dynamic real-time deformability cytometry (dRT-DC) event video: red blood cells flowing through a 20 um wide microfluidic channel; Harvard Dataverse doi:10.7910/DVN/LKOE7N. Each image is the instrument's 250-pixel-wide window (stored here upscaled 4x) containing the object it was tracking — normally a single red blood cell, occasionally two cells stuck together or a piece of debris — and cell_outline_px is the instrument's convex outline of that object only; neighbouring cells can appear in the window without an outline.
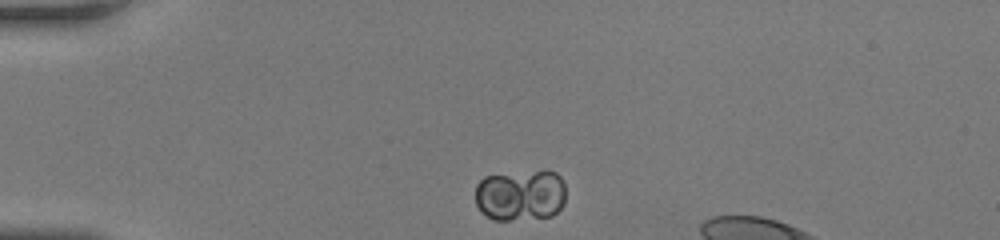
{"species": "human", "species_latin": "Homo sapiens", "temperature_condition": "room temperature", "stored_images_in_passage": 39, "camera_frame_rate_fps": 3000, "um_per_image_px": 0.085, "donor": {"sex": "female"}, "frame": {"image": 1, "passage_image": 1, "time_ms": 0.0, "image_size_px": [1000, 240], "cell_outline_px": [[564, 204], [552, 216], [508, 220], [492, 220], [480, 212], [476, 204], [476, 184], [484, 176], [544, 168], [556, 172], [560, 176], [564, 184]], "centroid_in_image_um": [44.23, 16.55], "position_along_channel_um": 40.8, "area_um2": 27.74}}
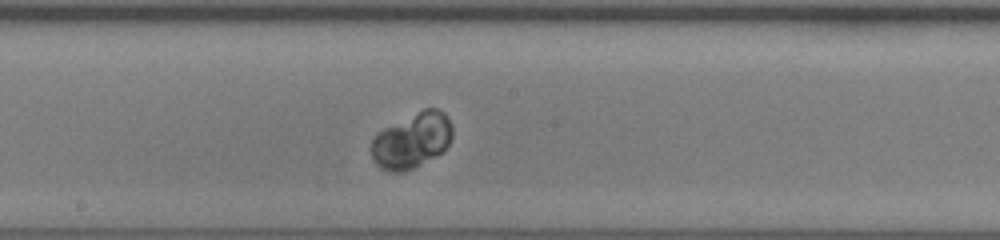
{"frame": {"image": 2, "passage_image": 17, "time_ms": 5.333, "image_size_px": [1000, 240], "cell_outline_px": [[452, 136], [448, 144], [440, 152], [412, 168], [404, 172], [392, 172], [380, 168], [376, 164], [372, 156], [372, 140], [384, 128], [424, 108], [436, 108], [444, 112], [452, 128]], "centroid_in_image_um": [35.0, 11.93], "position_along_channel_um": 213.2, "area_um2": 25.49}}
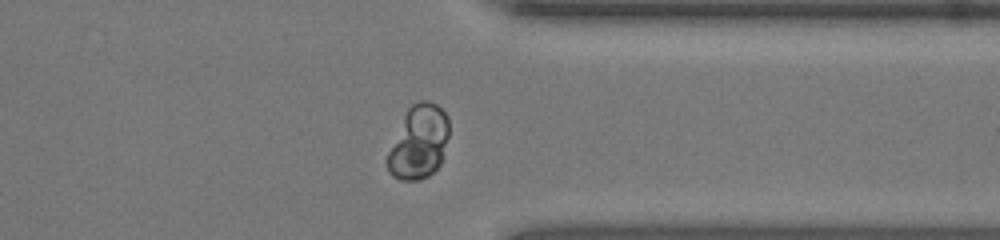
{"frame": {"image": 3, "passage_image": 29, "time_ms": 9.333, "image_size_px": [1000, 240], "cell_outline_px": [[448, 136], [440, 164], [428, 176], [420, 180], [400, 180], [392, 176], [388, 172], [388, 152], [404, 116], [408, 108], [412, 104], [420, 100], [428, 100], [436, 104], [448, 116]], "centroid_in_image_um": [35.6, 12.08], "position_along_channel_um": 375.8, "area_um2": 26.13}, "authors_computed_cell_mechanics": {"area_um2": 27.1082, "velocity_mm_per_s": 4.0857, "shape_relaxation_time_tau1_ms": 4.7399, "shape_relaxation_time_tau2_ms": null, "deformation_change_tau1": 0.0377, "deformation_change_tau2": null}}